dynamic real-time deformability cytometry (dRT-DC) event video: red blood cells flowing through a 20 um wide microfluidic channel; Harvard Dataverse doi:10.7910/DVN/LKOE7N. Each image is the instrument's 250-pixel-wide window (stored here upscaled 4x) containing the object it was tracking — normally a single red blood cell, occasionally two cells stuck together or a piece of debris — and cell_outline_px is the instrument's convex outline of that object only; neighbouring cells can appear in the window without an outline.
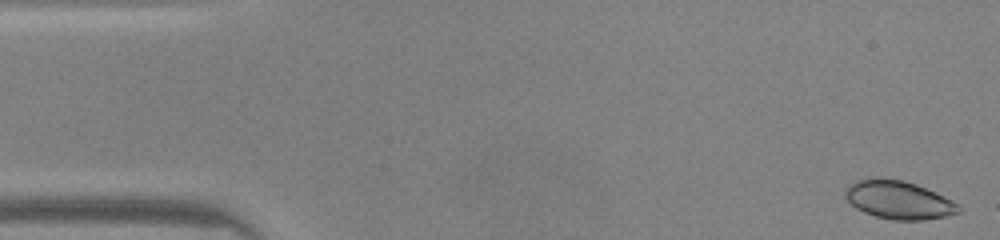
{"species": "common noctule bat (a hibernating species)", "species_latin": "Nyctalus noctula", "temperature_condition": "warm", "stored_images_in_passage": 47, "camera_frame_rate_fps": 3000, "um_per_image_px": 0.085, "animal": {"sex": "male", "body_mass_g": 20.0, "forearm_length_mm": 53.3}, "frame": {"image": 1, "passage_image": 1, "time_ms": 0.0, "image_size_px": [1000, 240], "cell_outline_px": [[960, 212], [944, 216], [924, 220], [892, 220], [876, 216], [864, 212], [856, 208], [844, 196], [844, 192], [856, 180], [904, 180], [916, 184], [952, 200], [960, 208]], "centroid_in_image_um": [76.4, 17.03], "position_along_channel_um": 8.6, "area_um2": 24.45}}
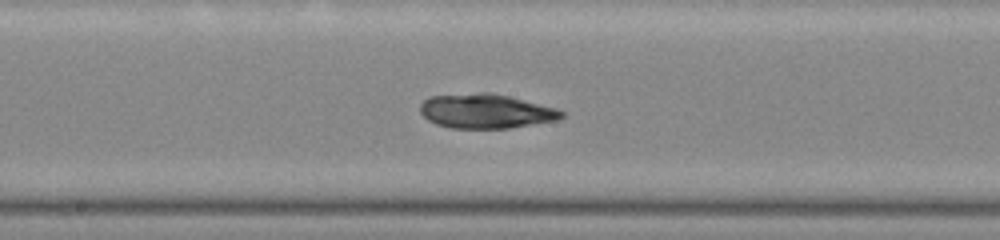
{"frame": {"image": 2, "passage_image": 24, "time_ms": 7.667, "image_size_px": [1000, 240], "cell_outline_px": [[564, 116], [556, 120], [508, 128], [448, 128], [436, 124], [428, 120], [420, 112], [420, 104], [428, 96], [480, 92], [488, 92], [508, 96], [556, 108], [564, 112]], "centroid_in_image_um": [41.25, 9.44], "position_along_channel_um": 207.0, "area_um2": 28.26}}
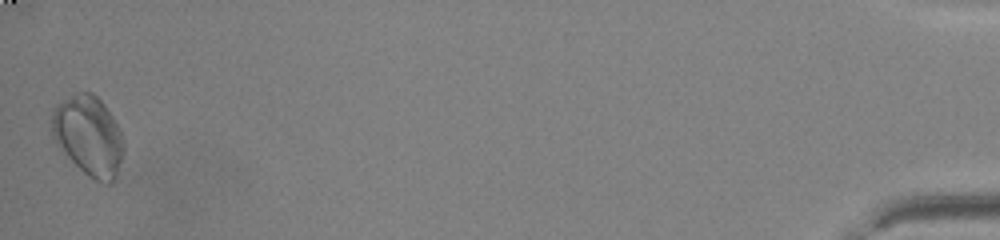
{"frame": {"image": 3, "passage_image": 47, "time_ms": 15.333, "image_size_px": [1000, 240], "cell_outline_px": [[124, 152], [116, 180], [112, 184], [108, 184], [96, 180], [88, 176], [68, 156], [52, 136], [52, 108], [56, 104], [76, 92], [92, 92], [104, 104], [120, 128], [124, 140]], "centroid_in_image_um": [7.57, 11.54], "position_along_channel_um": 427.6, "area_um2": 33.47}, "authors_computed_cell_mechanics": {"area_um2": 27.8018, "velocity_mm_per_s": 4.182, "shape_relaxation_time_tau1_ms": null, "shape_relaxation_time_tau2_ms": 2.3177, "deformation_change_tau1": null, "deformation_change_tau2": 0.0591}}